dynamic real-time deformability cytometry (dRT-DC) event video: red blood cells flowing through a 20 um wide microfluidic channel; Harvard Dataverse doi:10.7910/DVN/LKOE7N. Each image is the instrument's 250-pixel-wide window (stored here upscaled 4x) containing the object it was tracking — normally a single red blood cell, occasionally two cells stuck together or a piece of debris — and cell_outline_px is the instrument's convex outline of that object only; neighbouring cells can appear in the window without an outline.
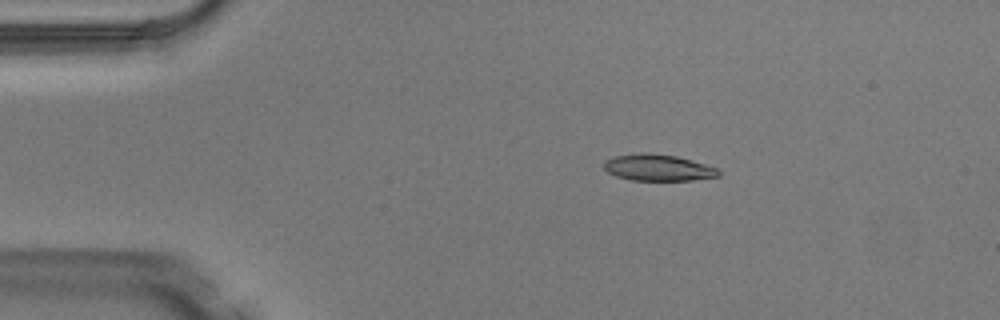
{"species": "Egyptian fruit bat (a non-hibernating species)", "species_latin": "Rousettus aegyptiacus", "temperature_condition": "warm", "stored_images_in_passage": 2, "camera_frame_rate_fps": 3000, "um_per_image_px": 0.085, "animal": {"sex": "male"}, "frame": {"image": 1, "passage_image": 1, "time_ms": 0.0, "image_size_px": [1000, 320], "cell_outline_px": [[720, 176], [692, 180], [632, 180], [616, 176], [608, 172], [604, 168], [604, 160], [612, 156], [640, 152], [648, 152], [676, 156], [704, 164], [716, 168], [720, 172]], "centroid_in_image_um": [55.89, 14.24], "position_along_channel_um": 29.1, "area_um2": 17.69}}